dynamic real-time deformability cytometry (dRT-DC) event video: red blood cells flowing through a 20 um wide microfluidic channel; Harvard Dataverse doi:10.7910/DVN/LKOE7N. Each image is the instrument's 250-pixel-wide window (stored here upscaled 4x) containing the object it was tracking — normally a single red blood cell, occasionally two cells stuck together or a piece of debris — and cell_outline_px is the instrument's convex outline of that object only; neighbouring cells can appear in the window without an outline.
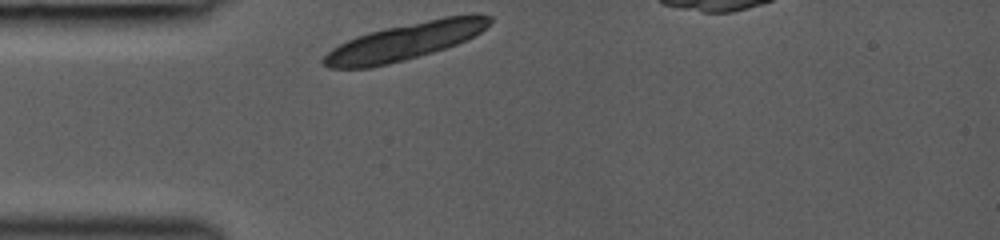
{"species": "common noctule bat (a hibernating species)", "species_latin": "Nyctalus noctula", "temperature_condition": "room temperature", "stored_images_in_passage": 27, "camera_frame_rate_fps": 3000, "um_per_image_px": 0.085, "animal": {"sex": "female", "body_mass_g": 19.0, "forearm_length_mm": 53.3}, "frame": {"image": 1, "passage_image": 1, "time_ms": 0.0, "image_size_px": [1000, 240], "cell_outline_px": [[492, 20], [480, 32], [456, 44], [432, 52], [404, 60], [388, 64], [368, 68], [328, 68], [320, 60], [332, 48], [356, 36], [368, 32], [384, 28], [444, 16], [472, 12], [476, 12], [492, 16]], "centroid_in_image_um": [34.43, 3.5], "position_along_channel_um": 50.6, "area_um2": 35.84}}